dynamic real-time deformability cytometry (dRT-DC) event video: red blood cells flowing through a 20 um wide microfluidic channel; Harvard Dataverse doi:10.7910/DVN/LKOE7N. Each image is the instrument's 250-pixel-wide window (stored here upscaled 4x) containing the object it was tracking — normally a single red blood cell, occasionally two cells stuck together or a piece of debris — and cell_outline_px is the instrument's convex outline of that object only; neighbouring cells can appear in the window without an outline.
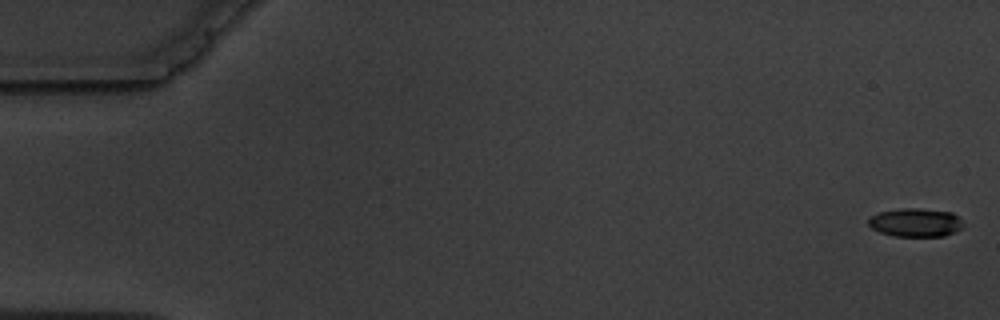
{"species": "common noctule bat (a hibernating species)", "species_latin": "Nyctalus noctula", "temperature_condition": "warm", "stored_images_in_passage": 5, "camera_frame_rate_fps": 3000, "um_per_image_px": 0.085, "animal": {"sex": "male", "body_mass_g": 19.5, "forearm_length_mm": 54.6}, "frame": {"image": 1, "passage_image": 1, "time_ms": 0.0, "image_size_px": [1000, 320], "cell_outline_px": [[964, 224], [956, 232], [944, 236], [892, 236], [880, 232], [872, 228], [868, 224], [868, 216], [876, 212], [900, 208], [920, 208], [952, 212], [960, 216]], "centroid_in_image_um": [77.81, 18.9], "position_along_channel_um": 7.2, "area_um2": 16.13}}
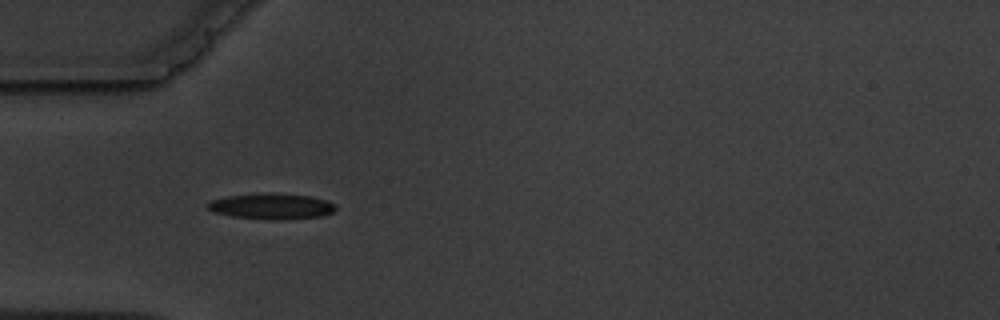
{"frame": {"image": 2, "passage_image": 4, "time_ms": 5.667, "image_size_px": [1000, 320], "cell_outline_px": [[336, 208], [332, 212], [324, 216], [280, 220], [232, 216], [212, 212], [204, 204], [208, 200], [224, 196], [260, 192], [272, 192], [312, 196], [328, 200], [336, 204]], "centroid_in_image_um": [23.05, 17.5], "position_along_channel_um": 61.9, "area_um2": 19.83}}
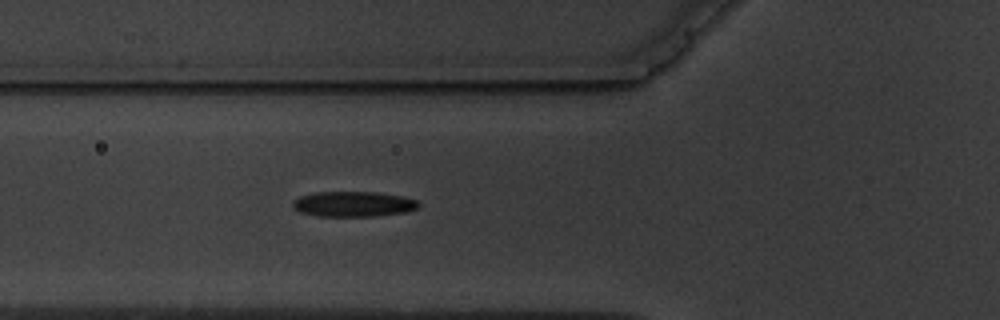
{"frame": {"image": 3, "passage_image": 5, "time_ms": 6.667, "image_size_px": [1000, 320], "cell_outline_px": [[420, 204], [416, 208], [404, 212], [372, 216], [320, 216], [300, 212], [292, 208], [292, 204], [300, 196], [316, 192], [376, 192], [404, 196], [416, 200]], "centroid_in_image_um": [30.03, 17.34], "position_along_channel_um": 95.8, "area_um2": 18.38}}